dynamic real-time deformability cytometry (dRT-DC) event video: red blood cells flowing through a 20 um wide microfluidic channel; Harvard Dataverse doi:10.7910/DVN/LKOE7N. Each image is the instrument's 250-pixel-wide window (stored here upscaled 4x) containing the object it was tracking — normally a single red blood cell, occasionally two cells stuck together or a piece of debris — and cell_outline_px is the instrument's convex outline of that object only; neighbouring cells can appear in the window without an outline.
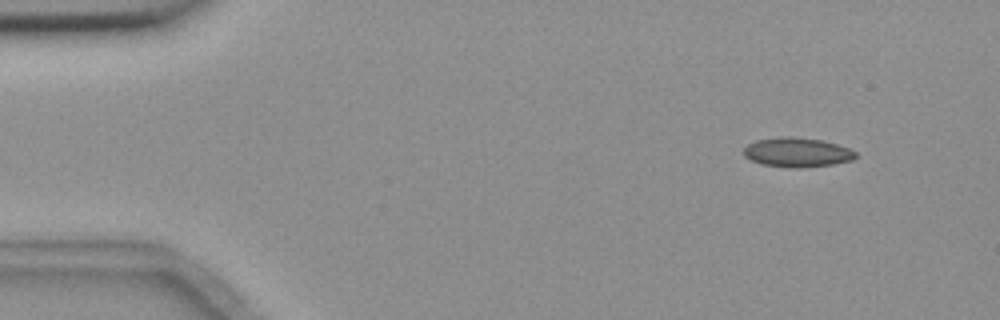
{"species": "common noctule bat (a hibernating species)", "species_latin": "Nyctalus noctula", "temperature_condition": "room temperature", "stored_images_in_passage": 5, "camera_frame_rate_fps": 3000, "um_per_image_px": 0.085, "animal": {"sex": "female", "body_mass_g": 18.4}, "frame": {"image": 1, "passage_image": 2, "time_ms": 1.0, "image_size_px": [1000, 320], "cell_outline_px": [[856, 156], [852, 160], [832, 164], [800, 168], [796, 168], [764, 164], [752, 160], [744, 156], [744, 148], [748, 144], [756, 140], [780, 136], [792, 136], [820, 140], [836, 144], [848, 148], [856, 152]], "centroid_in_image_um": [67.74, 12.94], "position_along_channel_um": 17.3, "area_um2": 18.96}}